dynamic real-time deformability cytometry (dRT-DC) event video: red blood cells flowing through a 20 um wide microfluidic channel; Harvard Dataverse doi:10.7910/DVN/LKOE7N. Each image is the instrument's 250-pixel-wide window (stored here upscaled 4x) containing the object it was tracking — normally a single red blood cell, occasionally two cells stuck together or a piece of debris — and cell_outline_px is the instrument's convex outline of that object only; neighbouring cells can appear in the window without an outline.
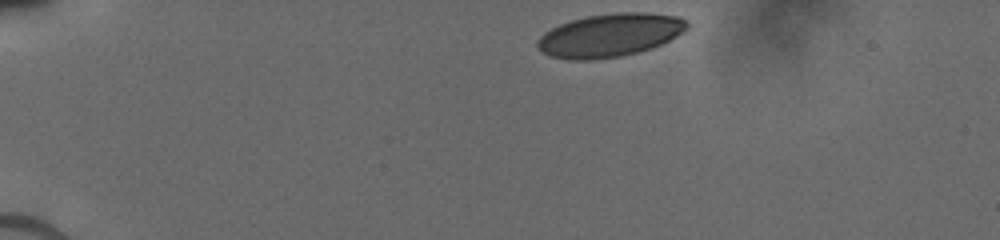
{"species": "human", "species_latin": "Homo sapiens", "temperature_condition": "cold", "stored_images_in_passage": 36, "camera_frame_rate_fps": 3000, "um_per_image_px": 0.085, "donor": {"sex": "male"}, "frame": {"image": 1, "passage_image": 1, "time_ms": 0.0, "image_size_px": [1000, 240], "cell_outline_px": [[688, 28], [676, 36], [660, 44], [636, 52], [620, 56], [588, 60], [568, 60], [548, 56], [536, 48], [536, 40], [544, 32], [560, 24], [572, 20], [588, 16], [620, 12], [644, 12], [676, 16], [684, 20], [688, 24]], "centroid_in_image_um": [51.77, 3.0], "position_along_channel_um": 33.2, "area_um2": 37.4}}
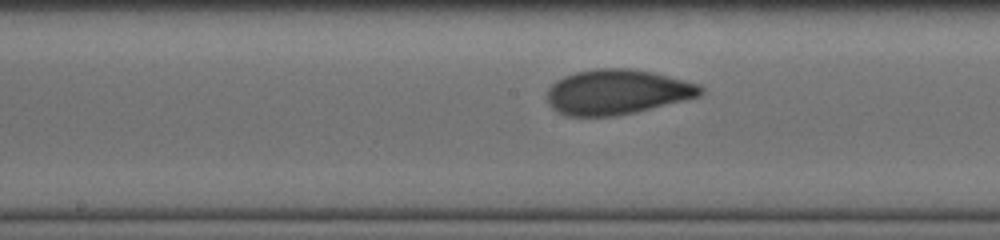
{"frame": {"image": 2, "passage_image": 22, "time_ms": 6.0, "image_size_px": [1000, 240], "cell_outline_px": [[704, 92], [700, 96], [636, 112], [616, 116], [564, 116], [556, 112], [552, 108], [548, 100], [548, 88], [556, 80], [564, 76], [576, 72], [596, 68], [632, 68], [652, 72], [700, 84], [704, 88]], "centroid_in_image_um": [52.45, 7.82], "position_along_channel_um": 195.8, "area_um2": 40.4}}
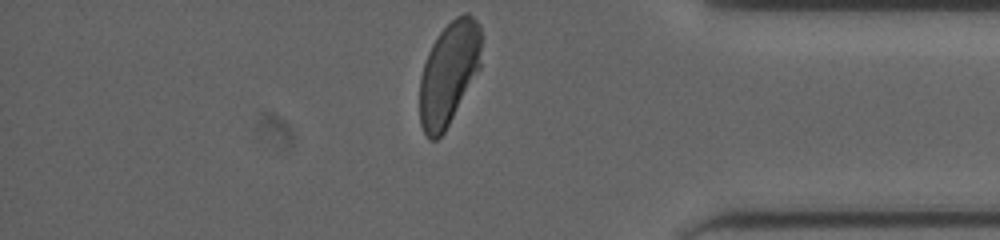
{"frame": {"image": 3, "passage_image": 35, "time_ms": 11.333, "image_size_px": [1000, 240], "cell_outline_px": [[480, 68], [444, 132], [436, 140], [428, 140], [420, 124], [420, 76], [428, 52], [432, 44], [440, 32], [456, 16], [464, 12], [468, 12], [480, 24]], "centroid_in_image_um": [38.14, 6.23], "position_along_channel_um": 397.1, "area_um2": 36.82}}